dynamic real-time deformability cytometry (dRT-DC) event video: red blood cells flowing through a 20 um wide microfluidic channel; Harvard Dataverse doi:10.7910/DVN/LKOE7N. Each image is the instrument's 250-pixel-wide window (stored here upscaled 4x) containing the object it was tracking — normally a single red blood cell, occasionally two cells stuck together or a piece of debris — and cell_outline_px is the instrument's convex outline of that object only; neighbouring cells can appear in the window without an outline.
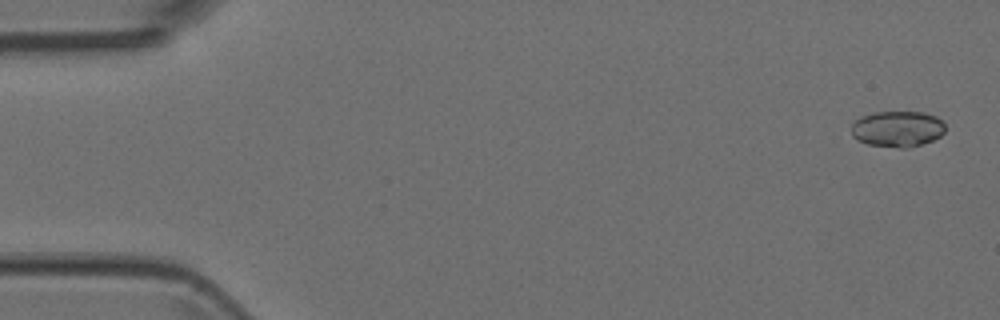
{"species": "Egyptian fruit bat (a non-hibernating species)", "species_latin": "Rousettus aegyptiacus", "temperature_condition": "room temperature", "stored_images_in_passage": 7, "camera_frame_rate_fps": 3000, "um_per_image_px": 0.085, "animal": {"sex": "female"}, "frame": {"image": 1, "passage_image": 1, "time_ms": 0.0, "image_size_px": [1000, 320], "cell_outline_px": [[944, 132], [940, 136], [932, 140], [908, 148], [900, 148], [868, 144], [856, 140], [852, 136], [852, 124], [860, 116], [872, 112], [924, 112], [936, 116], [944, 124]], "centroid_in_image_um": [76.26, 10.95], "position_along_channel_um": 8.7, "area_um2": 19.71}}
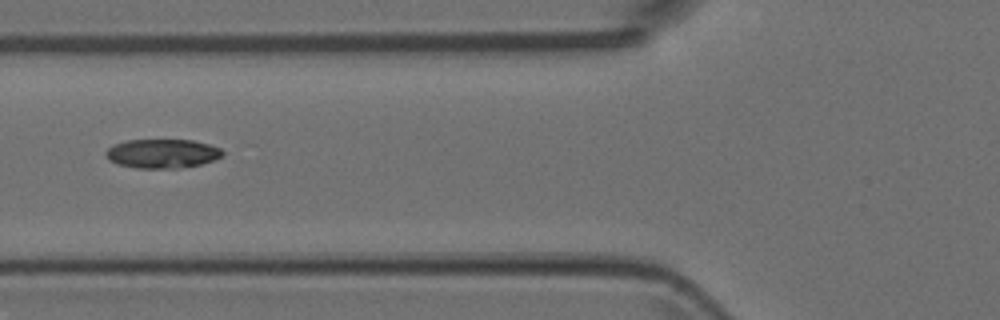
{"frame": {"image": 2, "passage_image": 6, "time_ms": 1.667, "image_size_px": [1000, 320], "cell_outline_px": [[224, 156], [200, 164], [176, 168], [136, 168], [120, 164], [108, 160], [104, 152], [108, 148], [116, 144], [128, 140], [192, 140], [208, 144], [220, 148], [224, 152]], "centroid_in_image_um": [13.8, 13.05], "position_along_channel_um": 112.0, "area_um2": 19.59}}
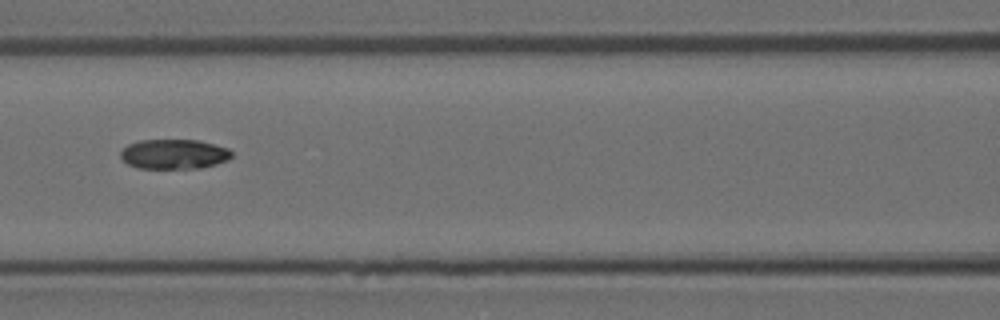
{"frame": {"image": 3, "passage_image": 7, "time_ms": 2.0, "image_size_px": [1000, 320], "cell_outline_px": [[232, 156], [228, 160], [216, 164], [200, 168], [136, 168], [128, 164], [120, 156], [120, 152], [128, 144], [140, 140], [200, 140], [228, 148], [232, 152]], "centroid_in_image_um": [14.8, 13.1], "position_along_channel_um": 151.8, "area_um2": 19.31}}